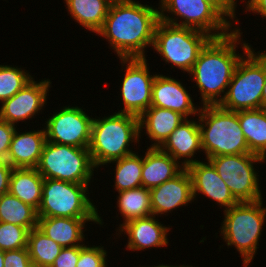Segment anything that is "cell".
Returning <instances> with one entry per match:
<instances>
[{
  "label": "cell",
  "mask_w": 266,
  "mask_h": 267,
  "mask_svg": "<svg viewBox=\"0 0 266 267\" xmlns=\"http://www.w3.org/2000/svg\"><path fill=\"white\" fill-rule=\"evenodd\" d=\"M238 120L249 151L266 159V109L240 110Z\"/></svg>",
  "instance_id": "25"
},
{
  "label": "cell",
  "mask_w": 266,
  "mask_h": 267,
  "mask_svg": "<svg viewBox=\"0 0 266 267\" xmlns=\"http://www.w3.org/2000/svg\"><path fill=\"white\" fill-rule=\"evenodd\" d=\"M154 267H192V266L191 265L190 266H187V265L186 266L185 265H182V266H179V265L178 266H173V265L172 266H168V265L161 264V265H157V266L154 265Z\"/></svg>",
  "instance_id": "42"
},
{
  "label": "cell",
  "mask_w": 266,
  "mask_h": 267,
  "mask_svg": "<svg viewBox=\"0 0 266 267\" xmlns=\"http://www.w3.org/2000/svg\"><path fill=\"white\" fill-rule=\"evenodd\" d=\"M212 4L227 20L235 19L236 0H205Z\"/></svg>",
  "instance_id": "37"
},
{
  "label": "cell",
  "mask_w": 266,
  "mask_h": 267,
  "mask_svg": "<svg viewBox=\"0 0 266 267\" xmlns=\"http://www.w3.org/2000/svg\"><path fill=\"white\" fill-rule=\"evenodd\" d=\"M238 28L226 36L212 38L189 73L199 88L203 105H219L224 99L235 68L243 57L236 53L237 45H241L243 51L251 49L246 41L240 43L243 39L240 40L242 32Z\"/></svg>",
  "instance_id": "2"
},
{
  "label": "cell",
  "mask_w": 266,
  "mask_h": 267,
  "mask_svg": "<svg viewBox=\"0 0 266 267\" xmlns=\"http://www.w3.org/2000/svg\"><path fill=\"white\" fill-rule=\"evenodd\" d=\"M106 256L104 246L80 245V256L76 267H107Z\"/></svg>",
  "instance_id": "33"
},
{
  "label": "cell",
  "mask_w": 266,
  "mask_h": 267,
  "mask_svg": "<svg viewBox=\"0 0 266 267\" xmlns=\"http://www.w3.org/2000/svg\"><path fill=\"white\" fill-rule=\"evenodd\" d=\"M90 221L100 224V218L38 217L37 228L62 247L80 246Z\"/></svg>",
  "instance_id": "20"
},
{
  "label": "cell",
  "mask_w": 266,
  "mask_h": 267,
  "mask_svg": "<svg viewBox=\"0 0 266 267\" xmlns=\"http://www.w3.org/2000/svg\"><path fill=\"white\" fill-rule=\"evenodd\" d=\"M80 256V246L63 247L51 267H76Z\"/></svg>",
  "instance_id": "35"
},
{
  "label": "cell",
  "mask_w": 266,
  "mask_h": 267,
  "mask_svg": "<svg viewBox=\"0 0 266 267\" xmlns=\"http://www.w3.org/2000/svg\"><path fill=\"white\" fill-rule=\"evenodd\" d=\"M207 160L213 164L239 203L263 199L261 187H259V175L255 171L254 164L266 162L265 158L254 153H247L210 157Z\"/></svg>",
  "instance_id": "11"
},
{
  "label": "cell",
  "mask_w": 266,
  "mask_h": 267,
  "mask_svg": "<svg viewBox=\"0 0 266 267\" xmlns=\"http://www.w3.org/2000/svg\"><path fill=\"white\" fill-rule=\"evenodd\" d=\"M117 206L126 222L153 215L150 200V189L137 187L118 192Z\"/></svg>",
  "instance_id": "28"
},
{
  "label": "cell",
  "mask_w": 266,
  "mask_h": 267,
  "mask_svg": "<svg viewBox=\"0 0 266 267\" xmlns=\"http://www.w3.org/2000/svg\"><path fill=\"white\" fill-rule=\"evenodd\" d=\"M33 77L24 69L0 65V101L3 103L20 91Z\"/></svg>",
  "instance_id": "31"
},
{
  "label": "cell",
  "mask_w": 266,
  "mask_h": 267,
  "mask_svg": "<svg viewBox=\"0 0 266 267\" xmlns=\"http://www.w3.org/2000/svg\"><path fill=\"white\" fill-rule=\"evenodd\" d=\"M212 39L205 32L159 21L152 48L171 63V67L190 73L201 50Z\"/></svg>",
  "instance_id": "7"
},
{
  "label": "cell",
  "mask_w": 266,
  "mask_h": 267,
  "mask_svg": "<svg viewBox=\"0 0 266 267\" xmlns=\"http://www.w3.org/2000/svg\"><path fill=\"white\" fill-rule=\"evenodd\" d=\"M4 251L0 250V267H4Z\"/></svg>",
  "instance_id": "41"
},
{
  "label": "cell",
  "mask_w": 266,
  "mask_h": 267,
  "mask_svg": "<svg viewBox=\"0 0 266 267\" xmlns=\"http://www.w3.org/2000/svg\"><path fill=\"white\" fill-rule=\"evenodd\" d=\"M88 187L89 184L44 178L38 217L100 218L102 226L103 220L87 196Z\"/></svg>",
  "instance_id": "8"
},
{
  "label": "cell",
  "mask_w": 266,
  "mask_h": 267,
  "mask_svg": "<svg viewBox=\"0 0 266 267\" xmlns=\"http://www.w3.org/2000/svg\"><path fill=\"white\" fill-rule=\"evenodd\" d=\"M160 3L161 8L158 7L160 20L166 23L199 30L212 38L226 36L234 30L230 29L233 27L232 21H228L212 4L205 0H160ZM166 12L177 18L169 17ZM179 17L183 21L178 23Z\"/></svg>",
  "instance_id": "10"
},
{
  "label": "cell",
  "mask_w": 266,
  "mask_h": 267,
  "mask_svg": "<svg viewBox=\"0 0 266 267\" xmlns=\"http://www.w3.org/2000/svg\"><path fill=\"white\" fill-rule=\"evenodd\" d=\"M159 149L169 154L184 168L199 160L193 158L197 152L203 151L201 131L198 121L186 118L165 140ZM199 150V151H198ZM184 158L182 161L181 159ZM193 158V159H192ZM181 160V162L179 161Z\"/></svg>",
  "instance_id": "18"
},
{
  "label": "cell",
  "mask_w": 266,
  "mask_h": 267,
  "mask_svg": "<svg viewBox=\"0 0 266 267\" xmlns=\"http://www.w3.org/2000/svg\"><path fill=\"white\" fill-rule=\"evenodd\" d=\"M261 108L266 109V81L265 84L263 85Z\"/></svg>",
  "instance_id": "40"
},
{
  "label": "cell",
  "mask_w": 266,
  "mask_h": 267,
  "mask_svg": "<svg viewBox=\"0 0 266 267\" xmlns=\"http://www.w3.org/2000/svg\"><path fill=\"white\" fill-rule=\"evenodd\" d=\"M45 142L44 128L23 133L15 130L6 161L13 168H37Z\"/></svg>",
  "instance_id": "21"
},
{
  "label": "cell",
  "mask_w": 266,
  "mask_h": 267,
  "mask_svg": "<svg viewBox=\"0 0 266 267\" xmlns=\"http://www.w3.org/2000/svg\"><path fill=\"white\" fill-rule=\"evenodd\" d=\"M27 249L32 265L51 267L63 247L36 227L29 231Z\"/></svg>",
  "instance_id": "29"
},
{
  "label": "cell",
  "mask_w": 266,
  "mask_h": 267,
  "mask_svg": "<svg viewBox=\"0 0 266 267\" xmlns=\"http://www.w3.org/2000/svg\"><path fill=\"white\" fill-rule=\"evenodd\" d=\"M4 267H30L32 265L26 248L4 251Z\"/></svg>",
  "instance_id": "34"
},
{
  "label": "cell",
  "mask_w": 266,
  "mask_h": 267,
  "mask_svg": "<svg viewBox=\"0 0 266 267\" xmlns=\"http://www.w3.org/2000/svg\"><path fill=\"white\" fill-rule=\"evenodd\" d=\"M70 17L81 26L97 33L104 24L110 0H64Z\"/></svg>",
  "instance_id": "26"
},
{
  "label": "cell",
  "mask_w": 266,
  "mask_h": 267,
  "mask_svg": "<svg viewBox=\"0 0 266 267\" xmlns=\"http://www.w3.org/2000/svg\"><path fill=\"white\" fill-rule=\"evenodd\" d=\"M198 114L206 159L251 153L238 120V111H227L219 105H203Z\"/></svg>",
  "instance_id": "4"
},
{
  "label": "cell",
  "mask_w": 266,
  "mask_h": 267,
  "mask_svg": "<svg viewBox=\"0 0 266 267\" xmlns=\"http://www.w3.org/2000/svg\"><path fill=\"white\" fill-rule=\"evenodd\" d=\"M93 118L82 108L65 106L47 119L45 123L46 141L89 148Z\"/></svg>",
  "instance_id": "13"
},
{
  "label": "cell",
  "mask_w": 266,
  "mask_h": 267,
  "mask_svg": "<svg viewBox=\"0 0 266 267\" xmlns=\"http://www.w3.org/2000/svg\"><path fill=\"white\" fill-rule=\"evenodd\" d=\"M12 170L13 167L6 160H0V196L9 191Z\"/></svg>",
  "instance_id": "38"
},
{
  "label": "cell",
  "mask_w": 266,
  "mask_h": 267,
  "mask_svg": "<svg viewBox=\"0 0 266 267\" xmlns=\"http://www.w3.org/2000/svg\"><path fill=\"white\" fill-rule=\"evenodd\" d=\"M51 83L49 79L36 82L33 78L14 96L2 103L0 119L16 126L19 121L34 118L46 104Z\"/></svg>",
  "instance_id": "14"
},
{
  "label": "cell",
  "mask_w": 266,
  "mask_h": 267,
  "mask_svg": "<svg viewBox=\"0 0 266 267\" xmlns=\"http://www.w3.org/2000/svg\"><path fill=\"white\" fill-rule=\"evenodd\" d=\"M109 163H116L114 187L117 192L142 186L143 157H140L138 153L129 154Z\"/></svg>",
  "instance_id": "30"
},
{
  "label": "cell",
  "mask_w": 266,
  "mask_h": 267,
  "mask_svg": "<svg viewBox=\"0 0 266 267\" xmlns=\"http://www.w3.org/2000/svg\"><path fill=\"white\" fill-rule=\"evenodd\" d=\"M29 230L26 227L0 222V250L9 251L27 247Z\"/></svg>",
  "instance_id": "32"
},
{
  "label": "cell",
  "mask_w": 266,
  "mask_h": 267,
  "mask_svg": "<svg viewBox=\"0 0 266 267\" xmlns=\"http://www.w3.org/2000/svg\"><path fill=\"white\" fill-rule=\"evenodd\" d=\"M221 235L227 246L236 248L243 259V267L254 259L266 220V207L262 199L256 202H240L224 210Z\"/></svg>",
  "instance_id": "5"
},
{
  "label": "cell",
  "mask_w": 266,
  "mask_h": 267,
  "mask_svg": "<svg viewBox=\"0 0 266 267\" xmlns=\"http://www.w3.org/2000/svg\"><path fill=\"white\" fill-rule=\"evenodd\" d=\"M0 222L23 226L30 231L37 227V210L7 192L0 196Z\"/></svg>",
  "instance_id": "27"
},
{
  "label": "cell",
  "mask_w": 266,
  "mask_h": 267,
  "mask_svg": "<svg viewBox=\"0 0 266 267\" xmlns=\"http://www.w3.org/2000/svg\"><path fill=\"white\" fill-rule=\"evenodd\" d=\"M184 167L159 148H148L143 156L142 187L151 189L173 179Z\"/></svg>",
  "instance_id": "23"
},
{
  "label": "cell",
  "mask_w": 266,
  "mask_h": 267,
  "mask_svg": "<svg viewBox=\"0 0 266 267\" xmlns=\"http://www.w3.org/2000/svg\"><path fill=\"white\" fill-rule=\"evenodd\" d=\"M17 126L0 119V160H7L11 139Z\"/></svg>",
  "instance_id": "36"
},
{
  "label": "cell",
  "mask_w": 266,
  "mask_h": 267,
  "mask_svg": "<svg viewBox=\"0 0 266 267\" xmlns=\"http://www.w3.org/2000/svg\"><path fill=\"white\" fill-rule=\"evenodd\" d=\"M246 5V12L252 11L255 14H260L266 18V0H248Z\"/></svg>",
  "instance_id": "39"
},
{
  "label": "cell",
  "mask_w": 266,
  "mask_h": 267,
  "mask_svg": "<svg viewBox=\"0 0 266 267\" xmlns=\"http://www.w3.org/2000/svg\"><path fill=\"white\" fill-rule=\"evenodd\" d=\"M160 12L135 0H116L109 7L103 27L97 32L107 39L119 58H146L153 45Z\"/></svg>",
  "instance_id": "1"
},
{
  "label": "cell",
  "mask_w": 266,
  "mask_h": 267,
  "mask_svg": "<svg viewBox=\"0 0 266 267\" xmlns=\"http://www.w3.org/2000/svg\"><path fill=\"white\" fill-rule=\"evenodd\" d=\"M185 119L178 112L150 106L139 116L140 138L141 131L145 128V134L154 142H152L150 148H159Z\"/></svg>",
  "instance_id": "22"
},
{
  "label": "cell",
  "mask_w": 266,
  "mask_h": 267,
  "mask_svg": "<svg viewBox=\"0 0 266 267\" xmlns=\"http://www.w3.org/2000/svg\"><path fill=\"white\" fill-rule=\"evenodd\" d=\"M180 113L185 118L199 112L186 87L174 78L156 75L151 94V105Z\"/></svg>",
  "instance_id": "17"
},
{
  "label": "cell",
  "mask_w": 266,
  "mask_h": 267,
  "mask_svg": "<svg viewBox=\"0 0 266 267\" xmlns=\"http://www.w3.org/2000/svg\"><path fill=\"white\" fill-rule=\"evenodd\" d=\"M120 60L121 66L124 68L126 66V72L120 88L124 107L118 112L139 117L151 105L152 85L157 74L150 75L146 58H120Z\"/></svg>",
  "instance_id": "12"
},
{
  "label": "cell",
  "mask_w": 266,
  "mask_h": 267,
  "mask_svg": "<svg viewBox=\"0 0 266 267\" xmlns=\"http://www.w3.org/2000/svg\"><path fill=\"white\" fill-rule=\"evenodd\" d=\"M139 117L115 112L102 119L93 118L89 152L95 168L134 153L130 143L139 144Z\"/></svg>",
  "instance_id": "3"
},
{
  "label": "cell",
  "mask_w": 266,
  "mask_h": 267,
  "mask_svg": "<svg viewBox=\"0 0 266 267\" xmlns=\"http://www.w3.org/2000/svg\"><path fill=\"white\" fill-rule=\"evenodd\" d=\"M150 200L152 213L156 216L192 203V179L188 170L184 168L173 179L151 188Z\"/></svg>",
  "instance_id": "16"
},
{
  "label": "cell",
  "mask_w": 266,
  "mask_h": 267,
  "mask_svg": "<svg viewBox=\"0 0 266 267\" xmlns=\"http://www.w3.org/2000/svg\"><path fill=\"white\" fill-rule=\"evenodd\" d=\"M155 215L137 218L119 225V234L124 232L128 236V250H144L168 245L167 233L171 228L164 226Z\"/></svg>",
  "instance_id": "19"
},
{
  "label": "cell",
  "mask_w": 266,
  "mask_h": 267,
  "mask_svg": "<svg viewBox=\"0 0 266 267\" xmlns=\"http://www.w3.org/2000/svg\"><path fill=\"white\" fill-rule=\"evenodd\" d=\"M257 53L253 48L244 50L226 95L219 104L221 108L235 112L261 108L263 85L266 81V55L260 51Z\"/></svg>",
  "instance_id": "6"
},
{
  "label": "cell",
  "mask_w": 266,
  "mask_h": 267,
  "mask_svg": "<svg viewBox=\"0 0 266 267\" xmlns=\"http://www.w3.org/2000/svg\"><path fill=\"white\" fill-rule=\"evenodd\" d=\"M95 166L89 148L46 141L37 166L43 178L90 184Z\"/></svg>",
  "instance_id": "9"
},
{
  "label": "cell",
  "mask_w": 266,
  "mask_h": 267,
  "mask_svg": "<svg viewBox=\"0 0 266 267\" xmlns=\"http://www.w3.org/2000/svg\"><path fill=\"white\" fill-rule=\"evenodd\" d=\"M43 181L37 168H13L8 192L38 210L42 201Z\"/></svg>",
  "instance_id": "24"
},
{
  "label": "cell",
  "mask_w": 266,
  "mask_h": 267,
  "mask_svg": "<svg viewBox=\"0 0 266 267\" xmlns=\"http://www.w3.org/2000/svg\"><path fill=\"white\" fill-rule=\"evenodd\" d=\"M207 161H197L186 168L192 179L193 199L198 193H201L216 201L220 207H225V210L238 204L239 202L234 198L213 164L209 160Z\"/></svg>",
  "instance_id": "15"
}]
</instances>
